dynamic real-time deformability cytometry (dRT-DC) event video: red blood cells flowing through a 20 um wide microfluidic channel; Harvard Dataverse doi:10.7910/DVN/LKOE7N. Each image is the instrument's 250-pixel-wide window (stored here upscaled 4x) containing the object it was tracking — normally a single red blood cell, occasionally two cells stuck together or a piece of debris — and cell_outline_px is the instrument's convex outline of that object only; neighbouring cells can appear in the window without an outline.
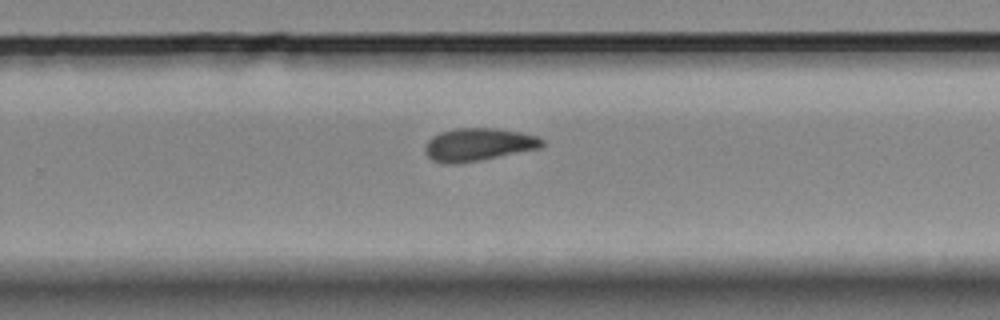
{"species": "Egyptian fruit bat (a non-hibernating species)", "species_latin": "Rousettus aegyptiacus", "temperature_condition": "room temperature", "stored_images_in_passage": 10, "segment_of_instrument_passage": [2, 2], "camera_frame_rate_fps": 3000, "um_per_image_px": 0.085, "animal": {"sex": "female"}, "frame": {"image": 1, "passage_image": 10, "time_ms": 3.0, "image_size_px": [1000, 320], "cell_outline_px": [[544, 144], [540, 148], [480, 160], [456, 164], [444, 164], [432, 160], [424, 152], [424, 148], [428, 140], [432, 136], [440, 132], [456, 128], [496, 128], [520, 132], [536, 136], [544, 140]], "centroid_in_image_um": [40.63, 12.29], "position_along_channel_um": 289.2, "area_um2": 22.43}}